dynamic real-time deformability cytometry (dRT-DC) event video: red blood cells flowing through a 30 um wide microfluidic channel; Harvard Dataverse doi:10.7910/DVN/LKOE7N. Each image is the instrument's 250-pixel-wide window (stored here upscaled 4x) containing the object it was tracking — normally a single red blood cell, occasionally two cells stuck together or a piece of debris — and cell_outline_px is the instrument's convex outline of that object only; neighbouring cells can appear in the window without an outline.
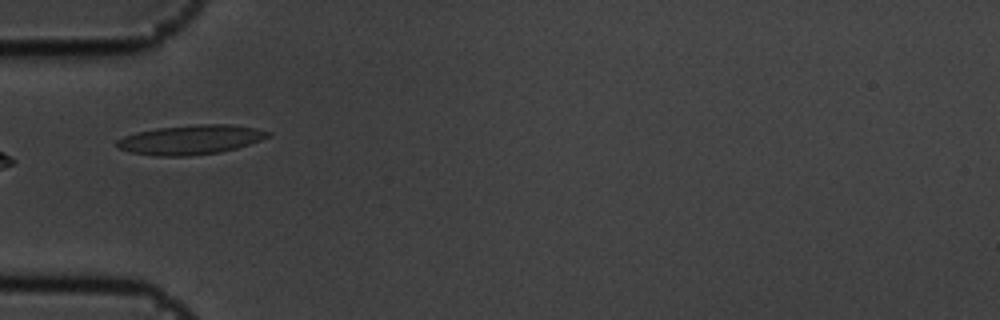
{"species": "common noctule bat (a hibernating species)", "species_latin": "Nyctalus noctula", "temperature_condition": "cold", "stored_images_in_passage": 1, "camera_frame_rate_fps": 3000, "um_per_image_px": 0.085, "animal": {"sex": "male", "body_mass_g": 19.5, "forearm_length_mm": 54.6}, "frame": {"image": 1, "passage_image": 1, "time_ms": 0.0, "image_size_px": [1000, 320], "cell_outline_px": [[272, 136], [236, 148], [220, 152], [188, 156], [156, 156], [132, 152], [120, 148], [116, 144], [116, 140], [124, 136], [136, 132], [156, 128], [200, 124], [232, 124], [256, 128], [272, 132]], "centroid_in_image_um": [16.24, 11.87], "position_along_channel_um": 68.8, "area_um2": 25.89}}